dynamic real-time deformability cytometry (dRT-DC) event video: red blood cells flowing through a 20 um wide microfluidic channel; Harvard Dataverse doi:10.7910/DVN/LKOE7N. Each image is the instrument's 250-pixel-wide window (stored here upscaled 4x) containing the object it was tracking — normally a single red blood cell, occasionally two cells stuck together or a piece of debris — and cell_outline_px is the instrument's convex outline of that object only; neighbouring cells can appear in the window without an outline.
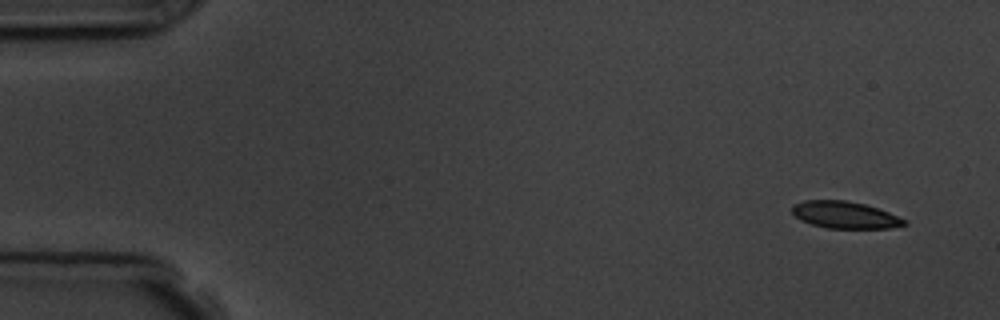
{"species": "common noctule bat (a hibernating species)", "species_latin": "Nyctalus noctula", "temperature_condition": "room temperature", "stored_images_in_passage": 4, "camera_frame_rate_fps": 3000, "um_per_image_px": 0.085, "animal": {"sex": "male", "body_mass_g": 19.5, "forearm_length_mm": 54.6}, "frame": {"image": 1, "passage_image": 1, "time_ms": 0.0, "image_size_px": [1000, 320], "cell_outline_px": [[908, 224], [888, 228], [828, 228], [812, 224], [800, 220], [792, 212], [792, 204], [804, 200], [844, 200], [864, 204], [888, 212], [908, 220]], "centroid_in_image_um": [71.81, 18.26], "position_along_channel_um": 13.2, "area_um2": 17.57}}